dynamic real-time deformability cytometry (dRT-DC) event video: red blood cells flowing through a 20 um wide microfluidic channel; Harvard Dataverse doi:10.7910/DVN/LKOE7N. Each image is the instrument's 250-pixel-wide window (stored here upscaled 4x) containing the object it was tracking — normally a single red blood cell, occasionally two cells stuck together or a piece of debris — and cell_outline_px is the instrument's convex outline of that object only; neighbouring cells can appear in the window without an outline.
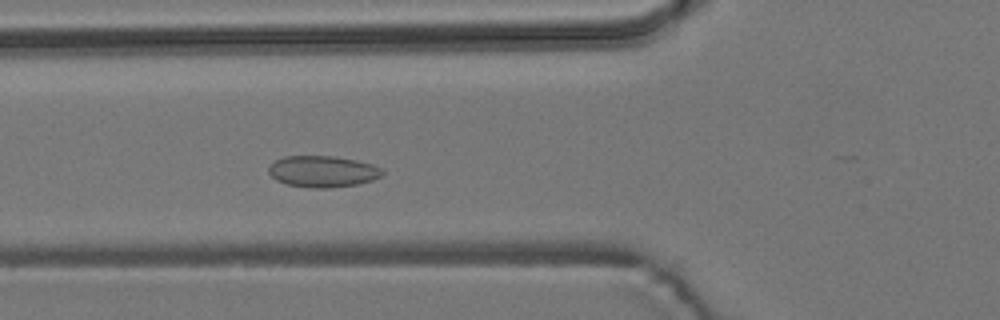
{"species": "common noctule bat (a hibernating species)", "species_latin": "Nyctalus noctula", "temperature_condition": "room temperature", "stored_images_in_passage": 49, "camera_frame_rate_fps": 3000, "um_per_image_px": 0.085, "animal": {"sex": "male", "body_mass_g": 19.2, "forearm_length_mm": 51.8}, "frame": {"image": 1, "passage_image": 15, "time_ms": 4.667, "image_size_px": [1000, 320], "cell_outline_px": [[384, 172], [380, 176], [372, 180], [356, 184], [328, 188], [312, 188], [288, 184], [276, 180], [268, 172], [268, 168], [276, 160], [284, 156], [336, 156], [356, 160], [372, 164], [384, 168]], "centroid_in_image_um": [27.45, 14.56], "position_along_channel_um": 98.4, "area_um2": 20.75}}
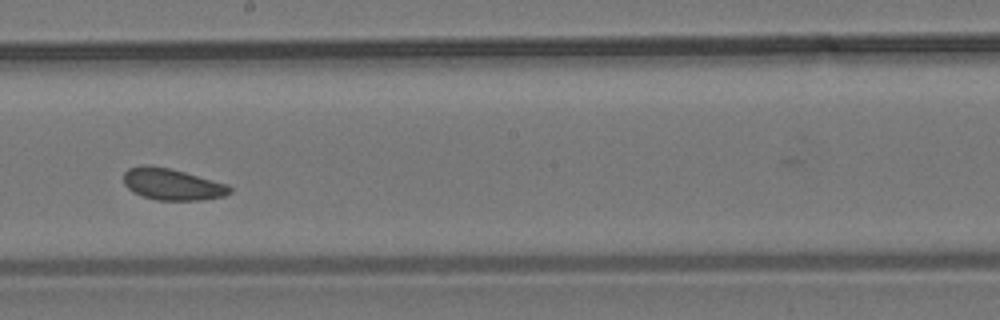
{"frame": {"image": 2, "passage_image": 26, "time_ms": 8.333, "image_size_px": [1000, 320], "cell_outline_px": [[232, 192], [224, 196], [204, 200], [156, 200], [132, 192], [124, 184], [124, 172], [128, 168], [140, 164], [148, 164], [168, 168], [184, 172], [228, 184], [232, 188]], "centroid_in_image_um": [14.63, 15.66], "position_along_channel_um": 233.6, "area_um2": 19.65}}
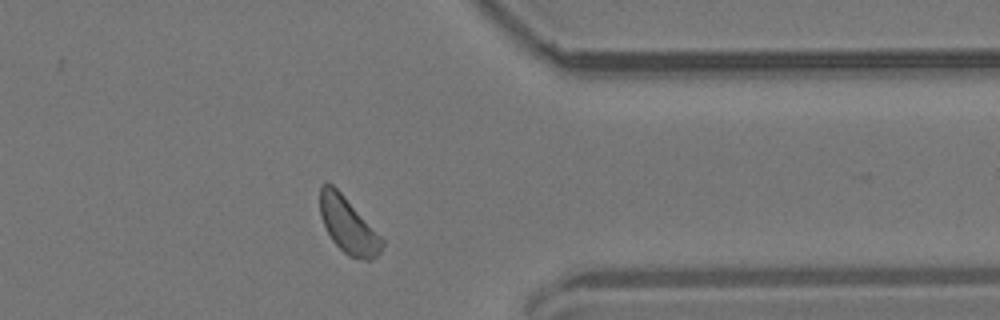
{"frame": {"image": 3, "passage_image": 39, "time_ms": 12.667, "image_size_px": [1000, 320], "cell_outline_px": [[384, 244], [380, 252], [372, 260], [364, 260], [348, 256], [332, 240], [320, 216], [320, 188], [324, 184], [332, 184], [344, 196], [384, 240]], "centroid_in_image_um": [29.59, 19.18], "position_along_channel_um": 381.8, "area_um2": 19.77}, "authors_computed_cell_mechanics": {"area_um2": 19.9988, "velocity_mm_per_s": 3.6865, "shape_relaxation_time_tau1_ms": null, "shape_relaxation_time_tau2_ms": 2.6438, "deformation_change_tau1": null, "deformation_change_tau2": 0.0785}}